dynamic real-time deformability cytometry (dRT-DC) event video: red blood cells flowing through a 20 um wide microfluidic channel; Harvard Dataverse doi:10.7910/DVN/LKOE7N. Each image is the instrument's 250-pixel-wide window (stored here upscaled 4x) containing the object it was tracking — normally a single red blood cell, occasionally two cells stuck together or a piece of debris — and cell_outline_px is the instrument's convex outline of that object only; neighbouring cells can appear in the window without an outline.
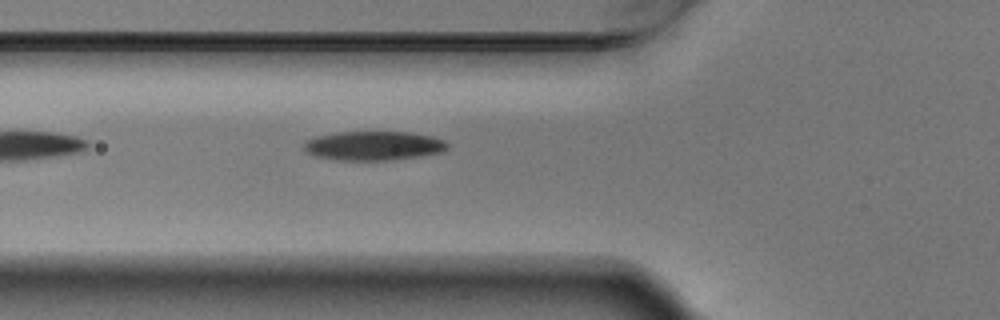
{"species": "Egyptian fruit bat (a non-hibernating species)", "species_latin": "Rousettus aegyptiacus", "temperature_condition": "warm", "stored_images_in_passage": 6, "camera_frame_rate_fps": 3000, "um_per_image_px": 0.085, "animal": {"sex": "male"}, "frame": {"image": 1, "passage_image": 6, "time_ms": 1.667, "image_size_px": [1000, 320], "cell_outline_px": [[448, 148], [440, 152], [416, 156], [388, 160], [340, 160], [316, 156], [308, 152], [304, 148], [304, 140], [316, 136], [336, 132], [412, 132], [432, 136], [444, 140], [448, 144]], "centroid_in_image_um": [31.74, 12.37], "position_along_channel_um": 94.1, "area_um2": 24.22}}